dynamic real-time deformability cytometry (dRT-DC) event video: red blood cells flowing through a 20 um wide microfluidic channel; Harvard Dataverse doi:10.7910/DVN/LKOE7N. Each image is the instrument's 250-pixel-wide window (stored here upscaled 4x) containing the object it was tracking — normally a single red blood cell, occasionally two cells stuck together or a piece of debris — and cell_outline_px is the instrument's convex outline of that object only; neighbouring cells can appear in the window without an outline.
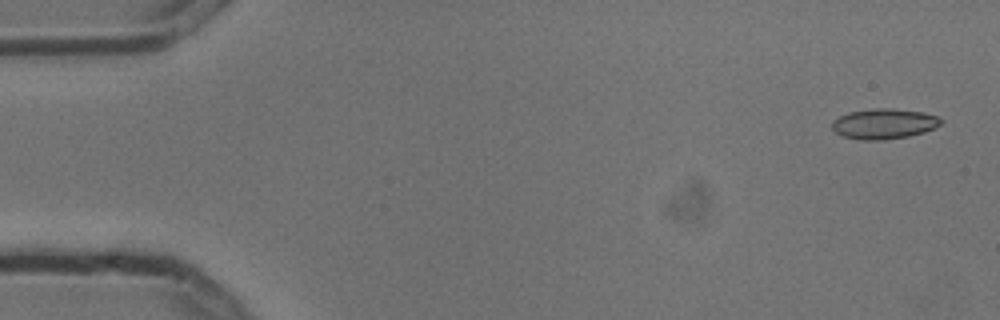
{"species": "common noctule bat (a hibernating species)", "species_latin": "Nyctalus noctula", "temperature_condition": "cold", "stored_images_in_passage": 5, "camera_frame_rate_fps": 3000, "um_per_image_px": 0.085, "animal": {"sex": "male", "body_mass_g": 13.3}, "frame": {"image": 1, "passage_image": 1, "time_ms": 0.0, "image_size_px": [1000, 320], "cell_outline_px": [[944, 120], [940, 124], [924, 132], [908, 136], [884, 140], [864, 140], [844, 136], [836, 132], [832, 128], [832, 124], [840, 116], [848, 112], [876, 108], [892, 108], [924, 112], [936, 116]], "centroid_in_image_um": [75.16, 10.51], "position_along_channel_um": 9.8, "area_um2": 19.02}}
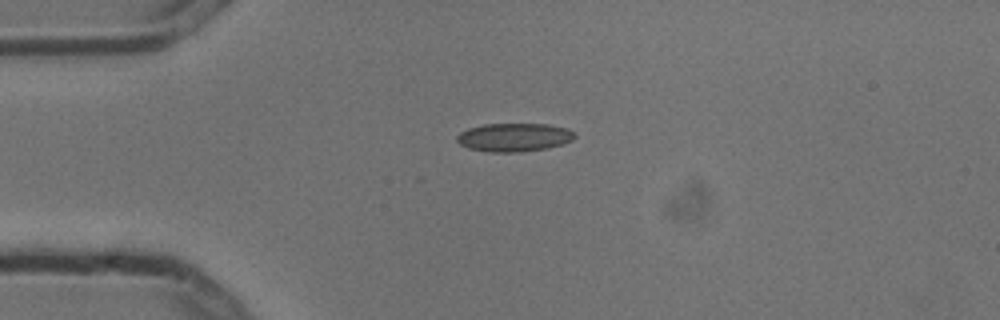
{"frame": {"image": 2, "passage_image": 4, "time_ms": 1.0, "image_size_px": [1000, 320], "cell_outline_px": [[576, 136], [572, 140], [564, 144], [548, 148], [520, 152], [488, 152], [468, 148], [460, 144], [456, 140], [456, 136], [460, 132], [468, 128], [484, 124], [548, 124], [568, 128]], "centroid_in_image_um": [43.69, 11.67], "position_along_channel_um": 41.3, "area_um2": 19.65}}